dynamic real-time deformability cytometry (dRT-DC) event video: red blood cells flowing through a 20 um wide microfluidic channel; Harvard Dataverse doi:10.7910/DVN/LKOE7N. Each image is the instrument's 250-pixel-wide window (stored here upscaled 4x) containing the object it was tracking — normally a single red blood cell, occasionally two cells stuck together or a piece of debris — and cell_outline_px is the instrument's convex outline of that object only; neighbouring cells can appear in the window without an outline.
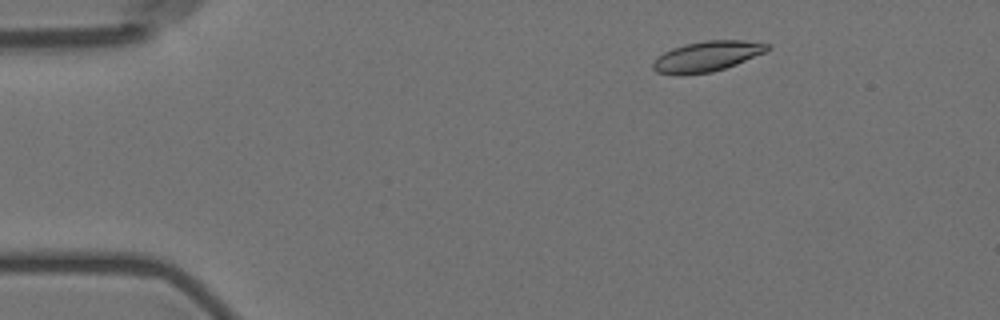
{"species": "Egyptian fruit bat (a non-hibernating species)", "species_latin": "Rousettus aegyptiacus", "temperature_condition": "room temperature", "stored_images_in_passage": 9, "camera_frame_rate_fps": 3000, "um_per_image_px": 0.085, "animal": {"sex": "female"}, "frame": {"image": 1, "passage_image": 2, "time_ms": 1.333, "image_size_px": [1000, 320], "cell_outline_px": [[772, 48], [764, 52], [736, 64], [712, 72], [680, 76], [676, 76], [656, 72], [652, 68], [652, 64], [656, 56], [672, 48], [684, 44], [704, 40], [744, 40], [772, 44]], "centroid_in_image_um": [60.05, 4.79], "position_along_channel_um": 24.9, "area_um2": 20.58}}
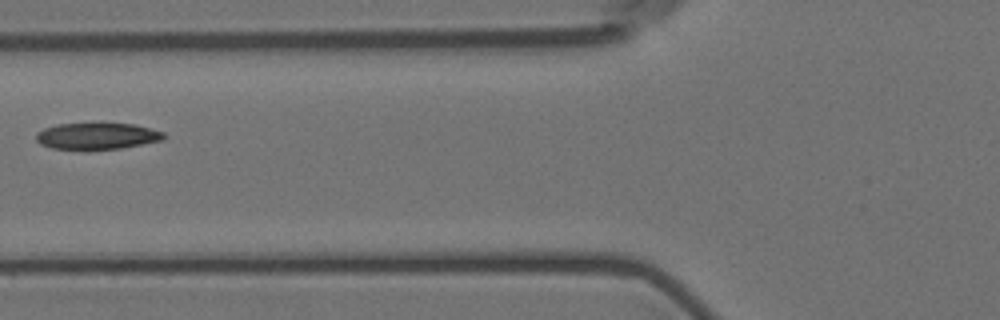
{"frame": {"image": 2, "passage_image": 6, "time_ms": 6.0, "image_size_px": [1000, 320], "cell_outline_px": [[168, 136], [164, 140], [120, 148], [88, 152], [52, 148], [40, 144], [36, 140], [36, 132], [44, 128], [56, 124], [132, 124], [164, 132]], "centroid_in_image_um": [8.22, 11.61], "position_along_channel_um": 117.6, "area_um2": 20.23}}
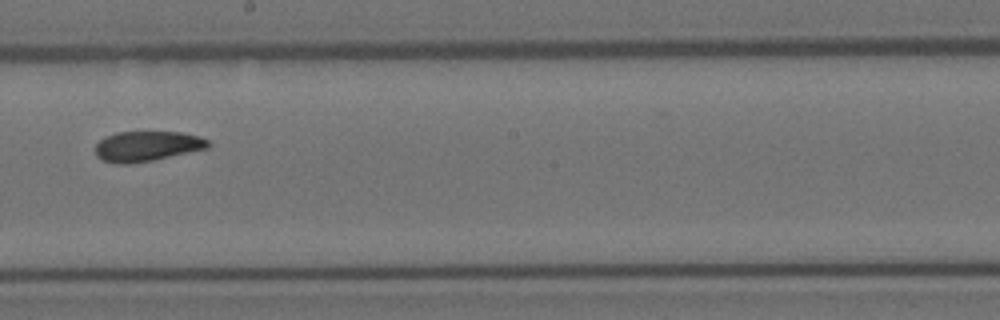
{"frame": {"image": 3, "passage_image": 9, "time_ms": 9.333, "image_size_px": [1000, 320], "cell_outline_px": [[212, 144], [208, 148], [152, 160], [128, 164], [112, 164], [100, 160], [96, 156], [96, 144], [100, 140], [116, 132], [180, 132], [200, 136], [208, 140]], "centroid_in_image_um": [12.49, 12.43], "position_along_channel_um": 235.7, "area_um2": 19.88}}